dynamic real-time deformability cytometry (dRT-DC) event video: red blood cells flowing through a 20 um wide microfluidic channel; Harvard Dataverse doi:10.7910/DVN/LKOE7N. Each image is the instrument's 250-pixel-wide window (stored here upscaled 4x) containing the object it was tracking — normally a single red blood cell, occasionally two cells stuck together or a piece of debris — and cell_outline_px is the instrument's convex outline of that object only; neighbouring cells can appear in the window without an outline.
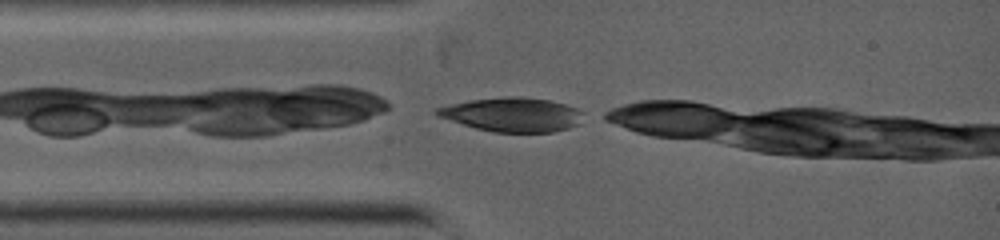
{"species": "common noctule bat (a hibernating species)", "species_latin": "Nyctalus noctula", "temperature_condition": "warm", "stored_images_in_passage": 4, "camera_frame_rate_fps": 5000, "um_per_image_px": 0.085, "animal": {"sex": "female", "body_mass_g": 19.0, "forearm_length_mm": 53.3}, "frame": {"image": 1, "passage_image": 1, "time_ms": 0.0, "image_size_px": [1000, 240], "cell_outline_px": [[584, 112], [576, 124], [568, 128], [552, 132], [496, 132], [476, 128], [436, 116], [432, 112], [436, 108], [468, 100], [504, 96], [516, 96], [548, 100], [564, 104], [576, 108]], "centroid_in_image_um": [43.5, 9.73], "position_along_channel_um": 41.5, "area_um2": 28.84}}